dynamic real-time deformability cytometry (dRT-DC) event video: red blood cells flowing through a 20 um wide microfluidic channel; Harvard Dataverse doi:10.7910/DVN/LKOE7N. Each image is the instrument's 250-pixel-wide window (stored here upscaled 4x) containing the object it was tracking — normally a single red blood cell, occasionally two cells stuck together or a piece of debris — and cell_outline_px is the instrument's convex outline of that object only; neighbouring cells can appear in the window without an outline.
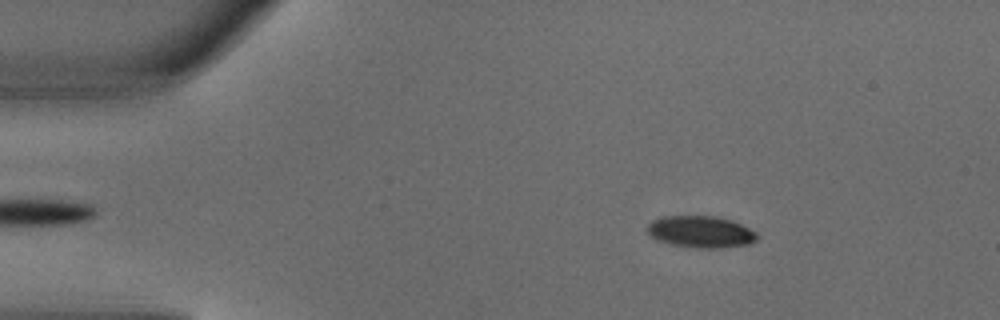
{"species": "common noctule bat (a hibernating species)", "species_latin": "Nyctalus noctula", "temperature_condition": "warm", "stored_images_in_passage": 3, "camera_frame_rate_fps": 3000, "um_per_image_px": 0.085, "animal": {"sex": "male", "body_mass_g": 18.8}, "frame": {"image": 1, "passage_image": 1, "time_ms": 0.0, "image_size_px": [1000, 320], "cell_outline_px": [[760, 236], [756, 240], [748, 244], [720, 248], [696, 248], [668, 244], [648, 236], [648, 224], [652, 220], [664, 216], [712, 216], [732, 220], [756, 232]], "centroid_in_image_um": [59.55, 19.71], "position_along_channel_um": 25.5, "area_um2": 20.4}}